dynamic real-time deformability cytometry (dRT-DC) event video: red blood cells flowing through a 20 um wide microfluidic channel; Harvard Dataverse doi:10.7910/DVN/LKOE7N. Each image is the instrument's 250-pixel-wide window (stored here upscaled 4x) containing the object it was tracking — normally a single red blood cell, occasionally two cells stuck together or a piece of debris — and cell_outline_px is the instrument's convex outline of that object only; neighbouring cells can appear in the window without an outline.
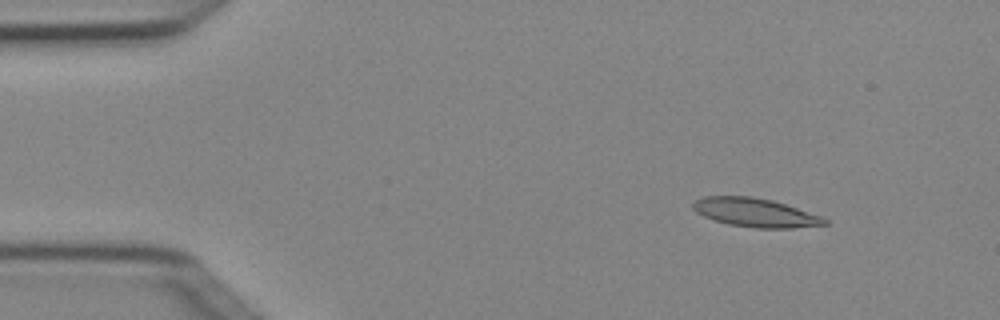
{"species": "Egyptian fruit bat (a non-hibernating species)", "species_latin": "Rousettus aegyptiacus", "temperature_condition": "cold", "stored_images_in_passage": 4, "camera_frame_rate_fps": 3000, "um_per_image_px": 0.085, "animal": {"sex": "female"}, "frame": {"image": 1, "passage_image": 1, "time_ms": 0.0, "image_size_px": [1000, 320], "cell_outline_px": [[828, 224], [792, 228], [756, 228], [728, 224], [704, 216], [696, 212], [692, 208], [692, 200], [704, 196], [752, 196], [772, 200], [820, 216], [828, 220]], "centroid_in_image_um": [64.15, 18.06], "position_along_channel_um": 20.9, "area_um2": 21.91}}
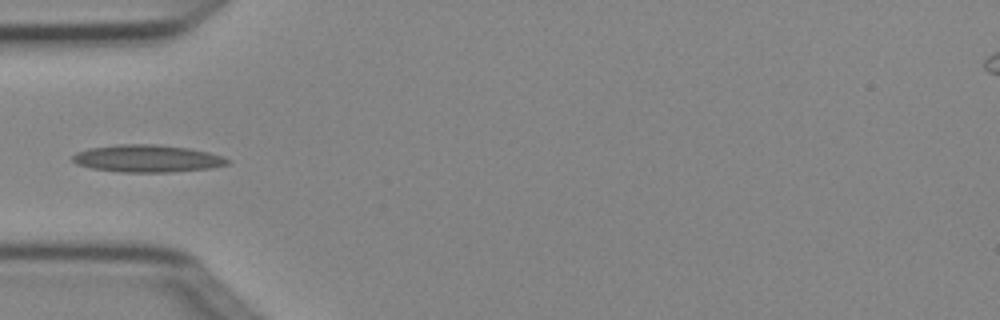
{"frame": {"image": 2, "passage_image": 4, "time_ms": 1.0, "image_size_px": [1000, 320], "cell_outline_px": [[228, 164], [212, 168], [168, 172], [120, 172], [92, 168], [76, 164], [72, 160], [72, 156], [76, 152], [88, 148], [120, 144], [156, 144], [188, 148], [208, 152], [220, 156], [228, 160]], "centroid_in_image_um": [12.47, 13.47], "position_along_channel_um": 72.5, "area_um2": 24.57}}